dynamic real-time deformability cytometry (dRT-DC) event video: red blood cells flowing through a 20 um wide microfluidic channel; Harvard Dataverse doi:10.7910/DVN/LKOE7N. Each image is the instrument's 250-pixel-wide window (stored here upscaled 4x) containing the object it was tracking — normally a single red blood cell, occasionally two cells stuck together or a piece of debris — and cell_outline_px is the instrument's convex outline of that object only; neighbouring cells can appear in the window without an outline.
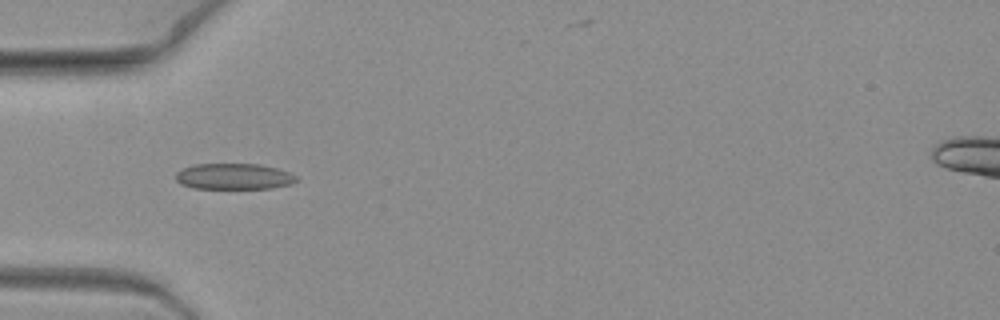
{"species": "common noctule bat (a hibernating species)", "species_latin": "Nyctalus noctula", "temperature_condition": "warm", "stored_images_in_passage": 7, "camera_frame_rate_fps": 3000, "um_per_image_px": 0.085, "animal": {"sex": "female", "body_mass_g": 19.3, "forearm_length_mm": 54.1}, "frame": {"image": 1, "passage_image": 7, "time_ms": 2.0, "image_size_px": [1000, 320], "cell_outline_px": [[300, 180], [292, 184], [272, 188], [192, 188], [180, 184], [176, 180], [176, 172], [184, 168], [196, 164], [260, 164], [276, 168], [288, 172], [296, 176]], "centroid_in_image_um": [19.9, 15.0], "position_along_channel_um": 65.1, "area_um2": 18.26}}